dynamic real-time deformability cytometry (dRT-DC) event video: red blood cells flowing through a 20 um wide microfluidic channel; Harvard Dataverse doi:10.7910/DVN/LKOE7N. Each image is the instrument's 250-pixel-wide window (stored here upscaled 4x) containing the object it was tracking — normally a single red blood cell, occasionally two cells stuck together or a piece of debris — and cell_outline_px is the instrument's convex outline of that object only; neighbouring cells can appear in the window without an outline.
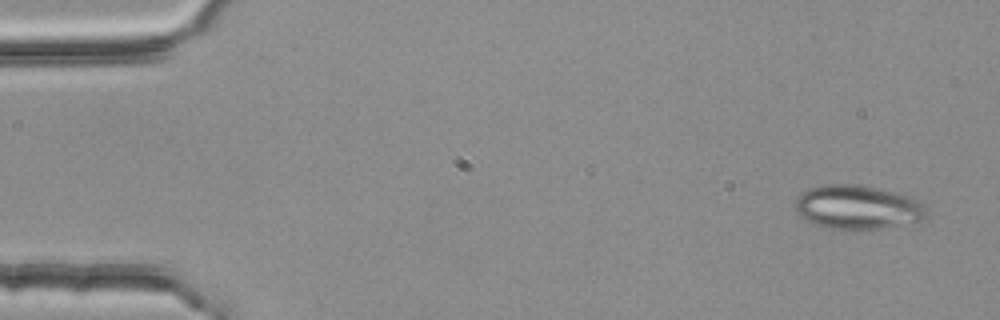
{"species": "common noctule bat (a hibernating species)", "species_latin": "Nyctalus noctula", "temperature_condition": "room temperature", "stored_images_in_passage": 4, "camera_frame_rate_fps": 3000, "um_per_image_px": 0.085, "animal": {"sex": "female", "body_mass_g": 25.1}, "frame": {"image": 1, "passage_image": 1, "time_ms": 0.0, "image_size_px": [1000, 320], "cell_outline_px": [[928, 216], [924, 220], [872, 232], [824, 228], [804, 220], [796, 212], [796, 196], [800, 192], [808, 188], [828, 184], [860, 184], [896, 192], [912, 196], [920, 200], [928, 208]], "centroid_in_image_um": [72.95, 17.65], "position_along_channel_um": 12.0, "area_um2": 35.26}}